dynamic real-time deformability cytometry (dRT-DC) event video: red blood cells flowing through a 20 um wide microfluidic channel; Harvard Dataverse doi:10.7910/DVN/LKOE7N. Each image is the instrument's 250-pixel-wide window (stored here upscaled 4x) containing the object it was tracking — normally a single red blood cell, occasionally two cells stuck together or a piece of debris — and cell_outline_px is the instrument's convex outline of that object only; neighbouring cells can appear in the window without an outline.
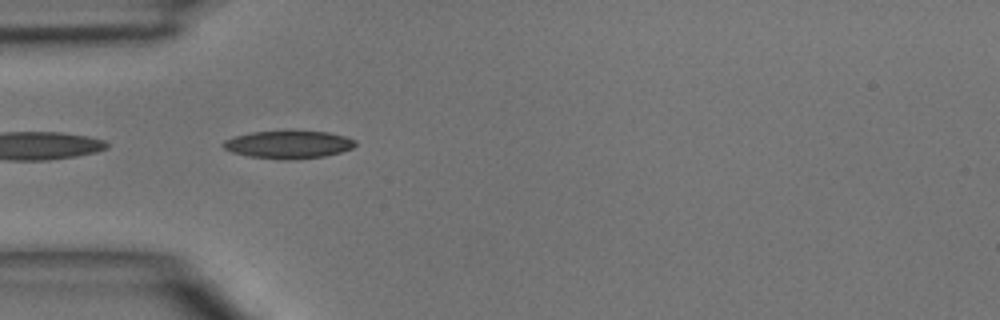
{"species": "common noctule bat (a hibernating species)", "species_latin": "Nyctalus noctula", "temperature_condition": "room temperature", "stored_images_in_passage": 4, "camera_frame_rate_fps": 3000, "um_per_image_px": 0.085, "animal": {"sex": "male", "body_mass_g": 15.6}, "frame": {"image": 1, "passage_image": 4, "time_ms": 3.333, "image_size_px": [1000, 320], "cell_outline_px": [[356, 144], [352, 148], [340, 152], [324, 156], [296, 160], [280, 160], [248, 156], [232, 152], [224, 148], [220, 144], [224, 140], [236, 136], [252, 132], [328, 132], [344, 136], [356, 140]], "centroid_in_image_um": [24.5, 12.31], "position_along_channel_um": 60.5, "area_um2": 21.21}}